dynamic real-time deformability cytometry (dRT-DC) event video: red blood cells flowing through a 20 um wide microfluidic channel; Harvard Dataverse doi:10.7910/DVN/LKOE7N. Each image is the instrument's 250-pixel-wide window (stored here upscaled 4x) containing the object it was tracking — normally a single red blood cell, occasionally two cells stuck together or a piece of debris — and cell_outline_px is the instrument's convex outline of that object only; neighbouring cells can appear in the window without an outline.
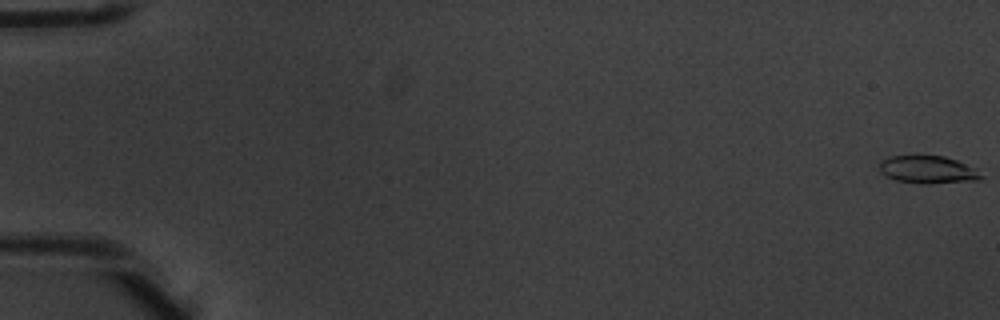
{"species": "common noctule bat (a hibernating species)", "species_latin": "Nyctalus noctula", "temperature_condition": "warm", "stored_images_in_passage": 5, "camera_frame_rate_fps": 3000, "um_per_image_px": 0.085, "animal": {"sex": "male", "body_mass_g": 20.1, "forearm_length_mm": 53.5}, "frame": {"image": 1, "passage_image": 1, "time_ms": 0.0, "image_size_px": [1000, 320], "cell_outline_px": [[984, 176], [980, 180], [928, 184], [920, 184], [896, 180], [880, 172], [880, 160], [888, 156], [944, 156], [956, 160], [976, 168]], "centroid_in_image_um": [78.89, 14.43], "position_along_channel_um": 6.1, "area_um2": 16.47}}
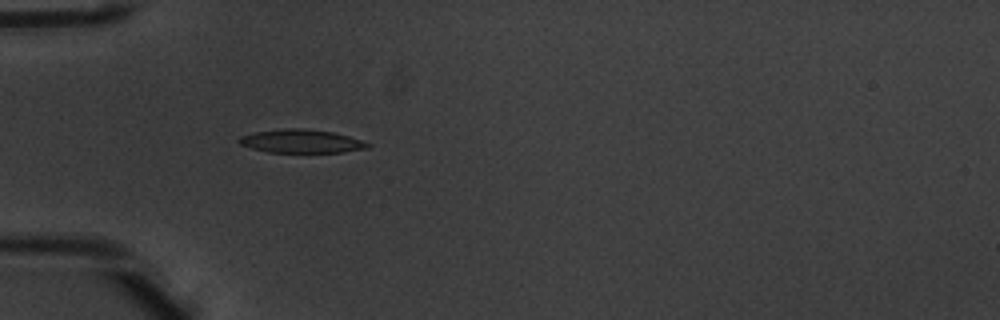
{"frame": {"image": 2, "passage_image": 5, "time_ms": 1.333, "image_size_px": [1000, 320], "cell_outline_px": [[372, 144], [368, 148], [344, 152], [268, 152], [252, 148], [240, 144], [236, 140], [240, 136], [256, 132], [288, 128], [300, 128], [332, 132], [348, 136]], "centroid_in_image_um": [25.61, 12.01], "position_along_channel_um": 59.4, "area_um2": 17.34}}